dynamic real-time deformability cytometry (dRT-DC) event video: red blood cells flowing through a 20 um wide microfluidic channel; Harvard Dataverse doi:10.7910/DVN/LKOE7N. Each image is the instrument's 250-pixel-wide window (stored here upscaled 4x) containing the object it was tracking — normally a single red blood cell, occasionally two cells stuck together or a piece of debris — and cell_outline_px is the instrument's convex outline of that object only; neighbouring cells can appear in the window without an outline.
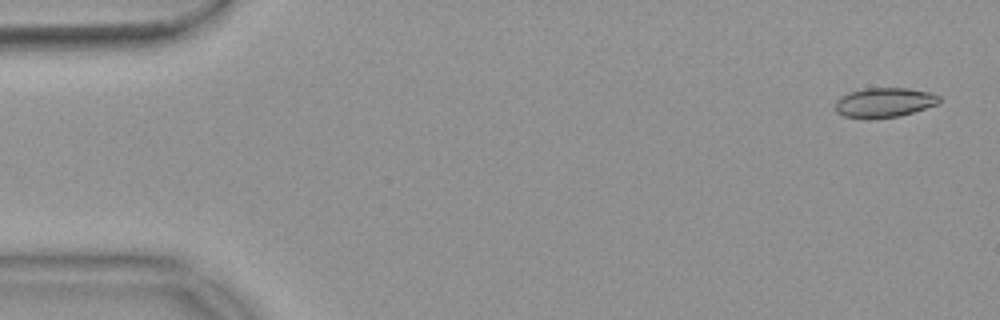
{"species": "common noctule bat (a hibernating species)", "species_latin": "Nyctalus noctula", "temperature_condition": "warm", "stored_images_in_passage": 48, "camera_frame_rate_fps": 3000, "um_per_image_px": 0.085, "animal": {"sex": "female", "body_mass_g": 18.4}, "frame": {"image": 1, "passage_image": 2, "time_ms": 0.333, "image_size_px": [1000, 320], "cell_outline_px": [[940, 104], [900, 116], [844, 116], [836, 112], [836, 100], [840, 96], [848, 92], [868, 88], [908, 88], [928, 92], [940, 96]], "centroid_in_image_um": [75.21, 8.67], "position_along_channel_um": 9.8, "area_um2": 17.46}}
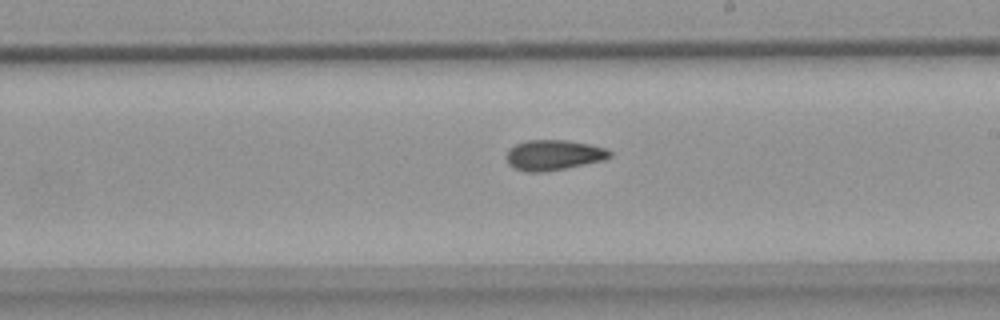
{"frame": {"image": 2, "passage_image": 31, "time_ms": 10.0, "image_size_px": [1000, 320], "cell_outline_px": [[612, 156], [604, 160], [544, 172], [524, 172], [512, 168], [508, 164], [508, 148], [516, 144], [528, 140], [568, 140], [608, 148], [612, 152]], "centroid_in_image_um": [47.06, 13.18], "position_along_channel_um": 241.9, "area_um2": 18.32}}
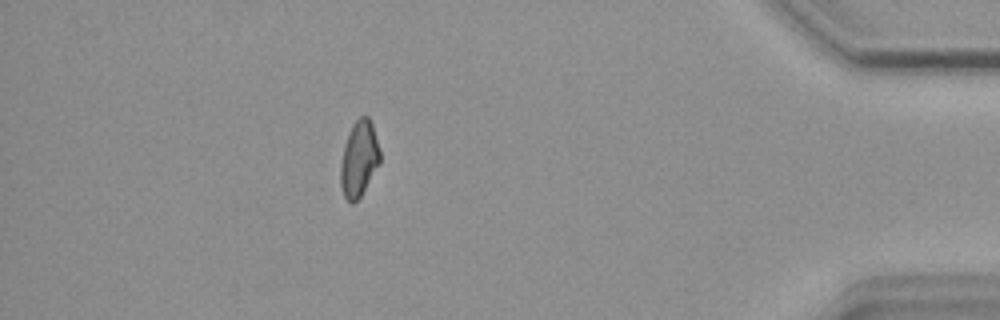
{"frame": {"image": 3, "passage_image": 48, "time_ms": 15.667, "image_size_px": [1000, 320], "cell_outline_px": [[380, 164], [360, 196], [352, 204], [344, 196], [340, 184], [340, 164], [344, 144], [348, 132], [352, 124], [360, 116], [368, 116], [372, 124], [380, 152]], "centroid_in_image_um": [30.5, 13.49], "position_along_channel_um": 404.7, "area_um2": 17.4}, "authors_computed_cell_mechanics": {"area_um2": 18.1203, "velocity_mm_per_s": 3.7133, "shape_relaxation_time_tau1_ms": null, "shape_relaxation_time_tau2_ms": 4.4364, "deformation_change_tau1": null, "deformation_change_tau2": 0.0998}}